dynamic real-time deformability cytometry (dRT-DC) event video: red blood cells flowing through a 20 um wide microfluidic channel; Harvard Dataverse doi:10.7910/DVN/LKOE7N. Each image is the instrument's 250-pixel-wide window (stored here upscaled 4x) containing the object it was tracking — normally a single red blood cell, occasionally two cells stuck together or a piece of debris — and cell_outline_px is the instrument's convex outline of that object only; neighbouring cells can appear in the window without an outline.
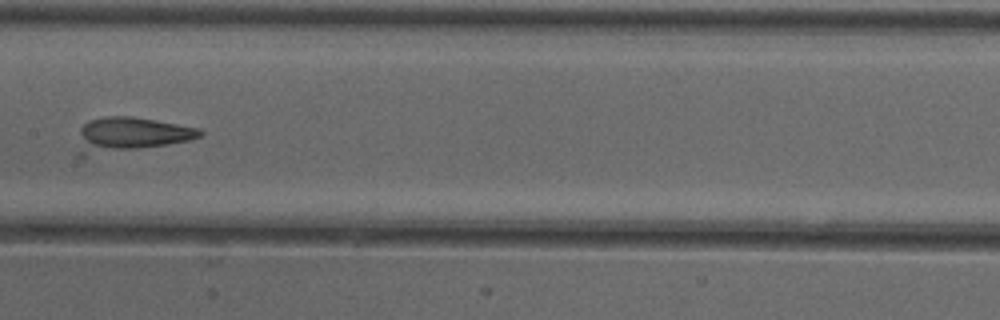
{"species": "common noctule bat (a hibernating species)", "species_latin": "Nyctalus noctula", "temperature_condition": "cold", "stored_images_in_passage": 7, "camera_frame_rate_fps": 3000, "um_per_image_px": 0.085, "animal": {"sex": "female"}, "frame": {"image": 1, "passage_image": 7, "time_ms": 2.0, "image_size_px": [1000, 320], "cell_outline_px": [[204, 136], [192, 140], [168, 144], [84, 156], [76, 156], [76, 152], [80, 128], [88, 120], [108, 116], [132, 116], [156, 120], [200, 128], [204, 132]], "centroid_in_image_um": [11.07, 11.43], "position_along_channel_um": 196.3, "area_um2": 24.62}}